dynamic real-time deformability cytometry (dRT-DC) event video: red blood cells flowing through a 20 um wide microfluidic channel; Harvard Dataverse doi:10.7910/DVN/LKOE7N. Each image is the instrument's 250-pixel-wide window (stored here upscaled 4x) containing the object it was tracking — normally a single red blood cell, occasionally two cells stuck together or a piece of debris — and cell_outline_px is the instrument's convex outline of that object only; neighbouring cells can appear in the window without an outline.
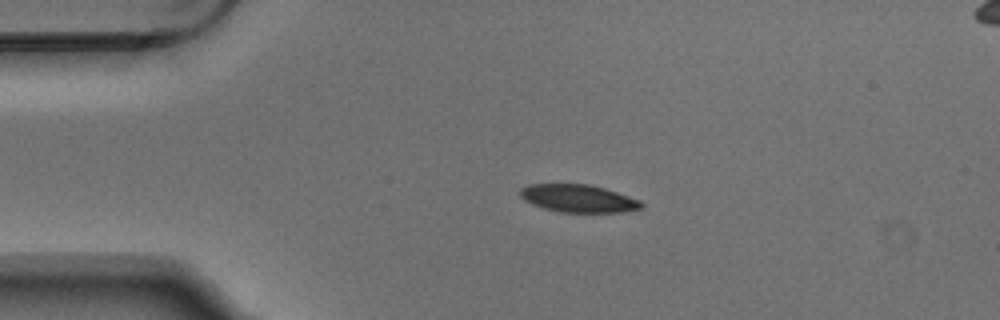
{"species": "Egyptian fruit bat (a non-hibernating species)", "species_latin": "Rousettus aegyptiacus", "temperature_condition": "warm", "stored_images_in_passage": 5, "segment_of_instrument_passage": [1, 2], "camera_frame_rate_fps": 3000, "um_per_image_px": 0.085, "animal": {"sex": "male"}, "frame": {"image": 1, "passage_image": 3, "time_ms": 0.667, "image_size_px": [1000, 320], "cell_outline_px": [[644, 204], [640, 208], [620, 212], [560, 212], [544, 208], [532, 204], [524, 200], [520, 196], [520, 188], [528, 184], [588, 184], [604, 188], [640, 200]], "centroid_in_image_um": [49.12, 16.86], "position_along_channel_um": 35.9, "area_um2": 19.42}}